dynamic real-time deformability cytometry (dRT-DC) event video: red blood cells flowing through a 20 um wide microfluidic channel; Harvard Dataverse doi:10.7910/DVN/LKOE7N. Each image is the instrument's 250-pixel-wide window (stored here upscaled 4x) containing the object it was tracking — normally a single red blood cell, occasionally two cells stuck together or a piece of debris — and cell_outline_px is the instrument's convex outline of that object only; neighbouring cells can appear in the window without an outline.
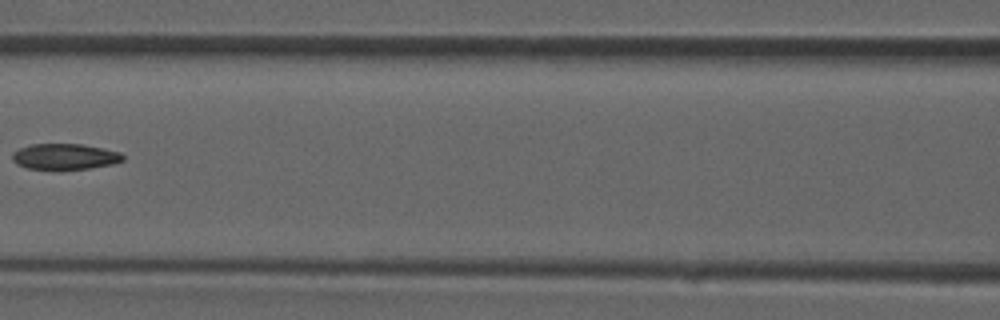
{"species": "common noctule bat (a hibernating species)", "species_latin": "Nyctalus noctula", "temperature_condition": "room temperature", "stored_images_in_passage": 4, "camera_frame_rate_fps": 3000, "um_per_image_px": 0.085, "animal": {"sex": "male", "forearm_length_mm": 52.5}, "frame": {"image": 1, "passage_image": 4, "time_ms": 3.333, "image_size_px": [1000, 320], "cell_outline_px": [[124, 160], [112, 164], [88, 168], [60, 172], [28, 168], [16, 164], [12, 160], [12, 152], [20, 148], [32, 144], [84, 144], [104, 148], [120, 152], [124, 156]], "centroid_in_image_um": [5.49, 13.34], "position_along_channel_um": 161.1, "area_um2": 17.28}}